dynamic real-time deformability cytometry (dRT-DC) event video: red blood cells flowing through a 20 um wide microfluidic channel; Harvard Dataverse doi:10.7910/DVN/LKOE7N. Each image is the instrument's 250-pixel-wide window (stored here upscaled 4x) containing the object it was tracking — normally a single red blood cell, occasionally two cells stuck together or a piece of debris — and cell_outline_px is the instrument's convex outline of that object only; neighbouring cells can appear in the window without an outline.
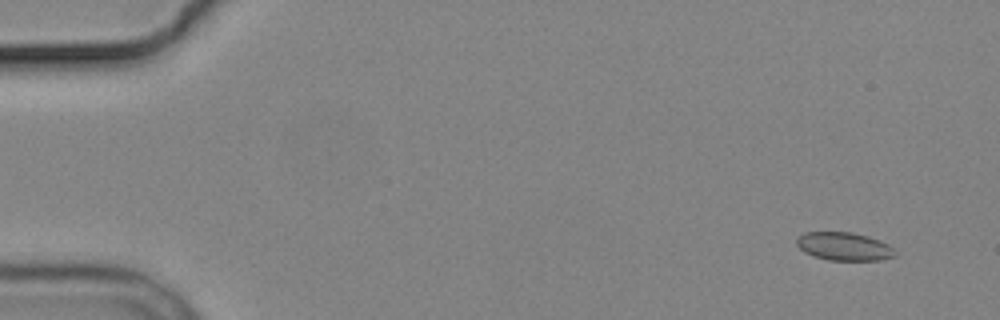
{"species": "common noctule bat (a hibernating species)", "species_latin": "Nyctalus noctula", "temperature_condition": "cold", "stored_images_in_passage": 6, "camera_frame_rate_fps": 3000, "um_per_image_px": 0.085, "animal": {"sex": "male", "body_mass_g": 19.2, "forearm_length_mm": 51.8}, "frame": {"image": 1, "passage_image": 1, "time_ms": 0.0, "image_size_px": [1000, 320], "cell_outline_px": [[896, 256], [880, 260], [828, 260], [812, 256], [804, 252], [796, 244], [796, 240], [804, 232], [852, 232], [868, 236], [880, 240], [888, 244], [896, 252]], "centroid_in_image_um": [71.75, 20.95], "position_along_channel_um": 13.3, "area_um2": 16.24}}
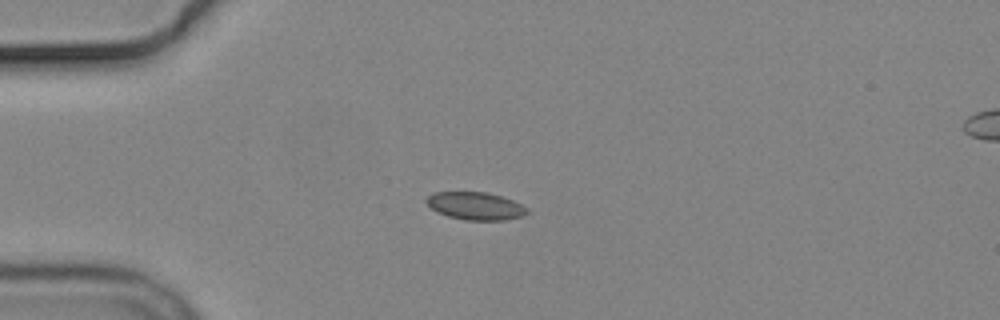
{"frame": {"image": 2, "passage_image": 4, "time_ms": 3.667, "image_size_px": [1000, 320], "cell_outline_px": [[528, 212], [520, 216], [504, 220], [464, 220], [448, 216], [436, 212], [424, 200], [432, 192], [488, 192], [512, 200], [528, 208]], "centroid_in_image_um": [40.38, 17.5], "position_along_channel_um": 44.6, "area_um2": 16.18}}
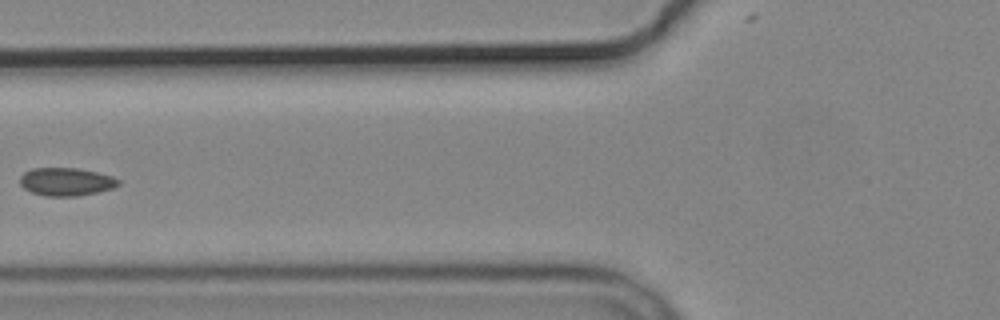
{"frame": {"image": 3, "passage_image": 6, "time_ms": 6.333, "image_size_px": [1000, 320], "cell_outline_px": [[120, 184], [112, 188], [96, 192], [76, 196], [44, 196], [32, 192], [24, 188], [20, 184], [20, 176], [24, 172], [32, 168], [80, 168], [112, 176], [120, 180]], "centroid_in_image_um": [5.61, 15.44], "position_along_channel_um": 120.2, "area_um2": 16.07}}